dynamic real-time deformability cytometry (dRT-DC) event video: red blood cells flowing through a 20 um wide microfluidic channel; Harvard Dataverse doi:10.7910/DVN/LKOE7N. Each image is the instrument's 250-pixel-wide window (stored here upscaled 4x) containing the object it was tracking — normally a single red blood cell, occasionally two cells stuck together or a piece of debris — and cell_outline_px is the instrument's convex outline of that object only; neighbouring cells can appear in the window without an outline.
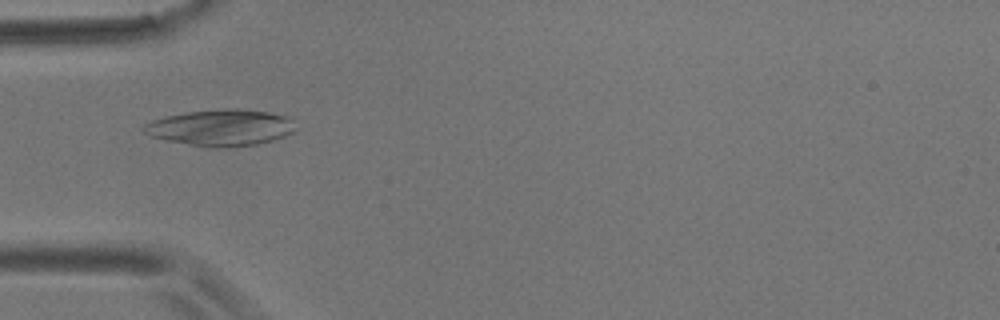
{"species": "common noctule bat (a hibernating species)", "species_latin": "Nyctalus noctula", "temperature_condition": "room temperature", "stored_images_in_passage": 9, "camera_frame_rate_fps": 3000, "um_per_image_px": 0.085, "animal": {"sex": "male", "body_mass_g": 17.9}, "frame": {"image": 1, "passage_image": 4, "time_ms": 3.333, "image_size_px": [1000, 320], "cell_outline_px": [[296, 128], [292, 132], [284, 136], [272, 140], [256, 144], [228, 148], [212, 148], [168, 140], [152, 136], [144, 132], [140, 128], [144, 124], [152, 120], [168, 116], [188, 112], [228, 108], [240, 108], [268, 112], [288, 116], [292, 120]], "centroid_in_image_um": [18.79, 10.85], "position_along_channel_um": 66.2, "area_um2": 32.08}}
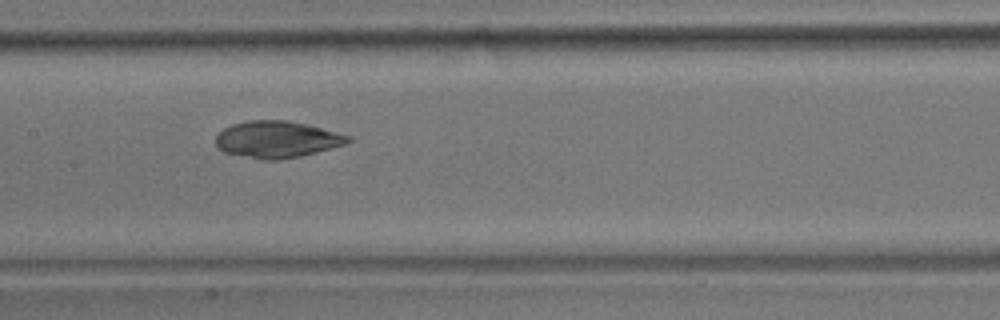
{"frame": {"image": 2, "passage_image": 7, "time_ms": 6.667, "image_size_px": [1000, 320], "cell_outline_px": [[352, 140], [348, 144], [300, 156], [276, 160], [260, 160], [224, 152], [216, 148], [216, 136], [224, 128], [232, 124], [248, 120], [288, 120], [308, 124], [352, 136]], "centroid_in_image_um": [23.56, 11.85], "position_along_channel_um": 183.8, "area_um2": 28.61}}
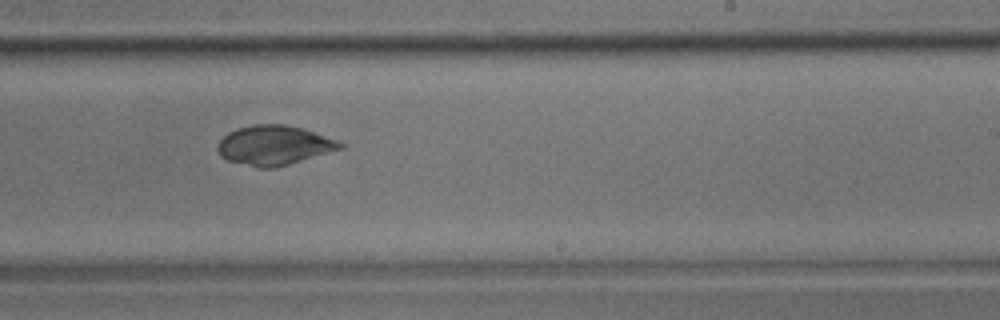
{"frame": {"image": 3, "passage_image": 9, "time_ms": 9.0, "image_size_px": [1000, 320], "cell_outline_px": [[344, 148], [288, 164], [272, 168], [260, 168], [228, 160], [220, 156], [216, 148], [216, 144], [228, 132], [236, 128], [252, 124], [284, 124], [304, 128], [340, 140], [344, 144]], "centroid_in_image_um": [23.31, 12.33], "position_along_channel_um": 265.7, "area_um2": 28.44}}